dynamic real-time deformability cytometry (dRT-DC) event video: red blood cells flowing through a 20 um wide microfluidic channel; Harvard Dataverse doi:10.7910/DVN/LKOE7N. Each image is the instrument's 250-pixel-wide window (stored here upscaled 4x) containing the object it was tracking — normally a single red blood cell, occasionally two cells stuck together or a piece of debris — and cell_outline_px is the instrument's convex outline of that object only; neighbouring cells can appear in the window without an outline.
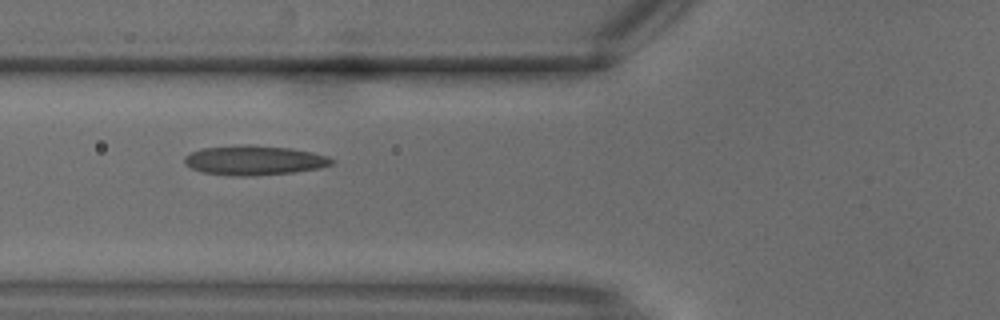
{"species": "common noctule bat (a hibernating species)", "species_latin": "Nyctalus noctula", "temperature_condition": "warm", "stored_images_in_passage": 3, "camera_frame_rate_fps": 3000, "um_per_image_px": 0.085, "animal": {"sex": "male", "body_mass_g": 18.8}, "frame": {"image": 1, "passage_image": 3, "time_ms": 0.667, "image_size_px": [1000, 320], "cell_outline_px": [[336, 164], [320, 168], [292, 172], [252, 176], [232, 176], [204, 172], [192, 168], [184, 164], [184, 156], [192, 152], [204, 148], [248, 144], [292, 148], [312, 152], [328, 156], [336, 160]], "centroid_in_image_um": [21.66, 13.62], "position_along_channel_um": 104.1, "area_um2": 25.49}}